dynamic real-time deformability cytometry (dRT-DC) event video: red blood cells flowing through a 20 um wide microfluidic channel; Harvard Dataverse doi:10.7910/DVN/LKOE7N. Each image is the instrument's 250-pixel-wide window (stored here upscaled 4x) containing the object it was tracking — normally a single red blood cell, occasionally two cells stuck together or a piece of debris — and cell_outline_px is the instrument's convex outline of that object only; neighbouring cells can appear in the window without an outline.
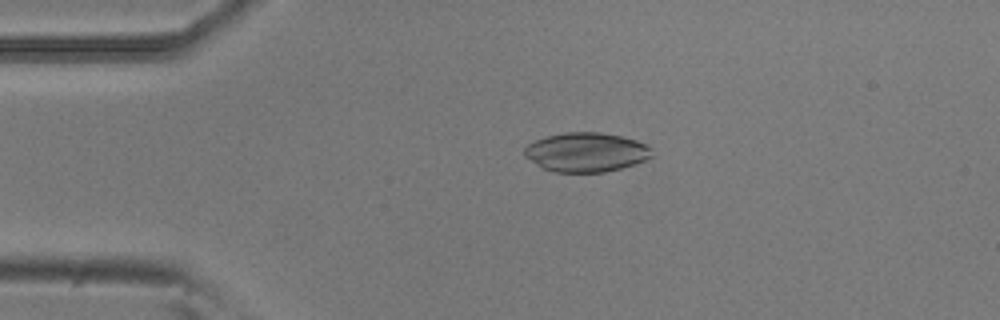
{"species": "common noctule bat (a hibernating species)", "species_latin": "Nyctalus noctula", "temperature_condition": "room temperature", "stored_images_in_passage": 49, "camera_frame_rate_fps": 3000, "um_per_image_px": 0.085, "animal": {"sex": "male", "body_mass_g": 20.5, "forearm_length_mm": 52.5}, "frame": {"image": 1, "passage_image": 7, "time_ms": 2.0, "image_size_px": [1000, 320], "cell_outline_px": [[652, 156], [636, 164], [604, 172], [552, 172], [544, 168], [524, 156], [524, 148], [528, 144], [536, 140], [548, 136], [564, 132], [600, 132], [620, 136], [636, 140], [648, 144], [652, 148]], "centroid_in_image_um": [49.85, 12.93], "position_along_channel_um": 35.2, "area_um2": 29.13}}
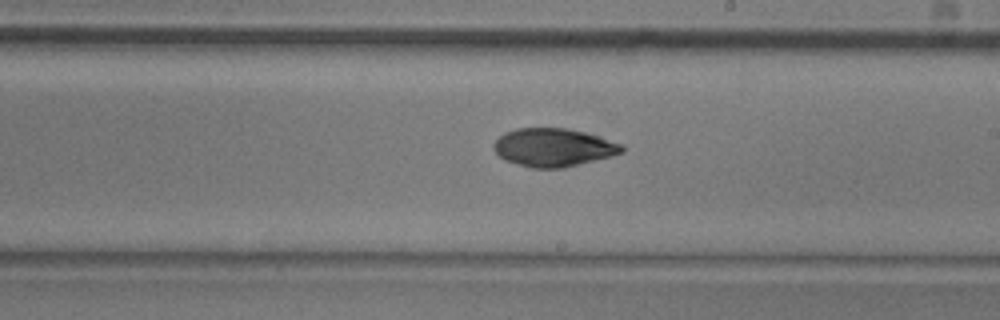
{"frame": {"image": 2, "passage_image": 26, "time_ms": 8.333, "image_size_px": [1000, 320], "cell_outline_px": [[624, 152], [612, 156], [564, 168], [532, 168], [504, 160], [492, 148], [496, 140], [504, 132], [516, 128], [568, 128], [584, 132], [624, 144]], "centroid_in_image_um": [47.06, 12.53], "position_along_channel_um": 241.9, "area_um2": 28.61}}
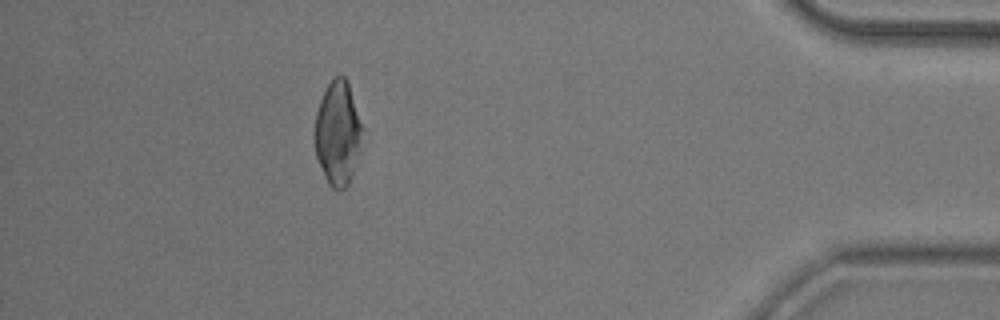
{"frame": {"image": 3, "passage_image": 43, "time_ms": 14.0, "image_size_px": [1000, 320], "cell_outline_px": [[364, 128], [356, 164], [352, 176], [348, 184], [340, 192], [332, 188], [328, 184], [324, 176], [316, 156], [316, 112], [320, 100], [328, 84], [336, 76], [344, 76], [348, 80]], "centroid_in_image_um": [28.74, 11.33], "position_along_channel_um": 406.5, "area_um2": 28.9}, "authors_computed_cell_mechanics": {"area_um2": 29.0156, "velocity_mm_per_s": 3.8074, "shape_relaxation_time_tau1_ms": 4.7519, "shape_relaxation_time_tau2_ms": 4.4455, "deformation_change_tau1": 0.1462, "deformation_change_tau2": 0.0729}}